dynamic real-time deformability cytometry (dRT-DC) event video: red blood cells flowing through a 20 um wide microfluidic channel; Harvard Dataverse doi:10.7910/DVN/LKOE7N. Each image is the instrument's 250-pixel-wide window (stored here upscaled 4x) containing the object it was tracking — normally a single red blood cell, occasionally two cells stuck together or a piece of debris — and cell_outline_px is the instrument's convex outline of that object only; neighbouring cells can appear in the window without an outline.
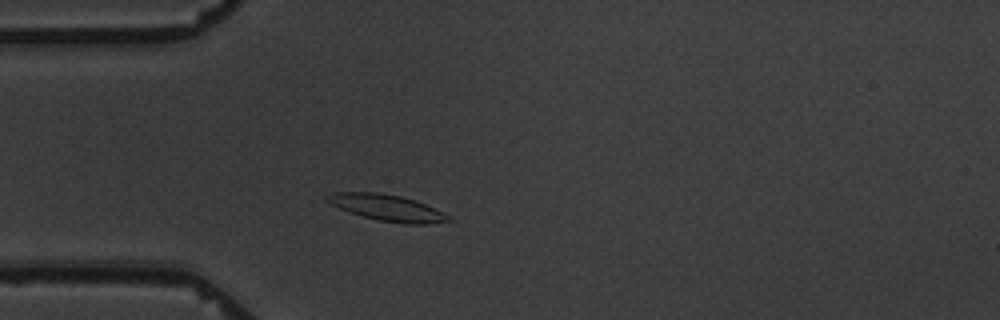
{"species": "common noctule bat (a hibernating species)", "species_latin": "Nyctalus noctula", "temperature_condition": "warm", "stored_images_in_passage": 1, "camera_frame_rate_fps": 3000, "um_per_image_px": 0.085, "animal": {"sex": "male", "body_mass_g": 19.5, "forearm_length_mm": 54.6}, "frame": {"image": 1, "passage_image": 1, "time_ms": 0.0, "image_size_px": [1000, 320], "cell_outline_px": [[452, 220], [424, 224], [404, 224], [380, 220], [348, 212], [324, 200], [324, 196], [336, 192], [380, 192], [400, 196], [416, 200], [448, 216]], "centroid_in_image_um": [32.83, 17.64], "position_along_channel_um": 52.2, "area_um2": 18.26}}